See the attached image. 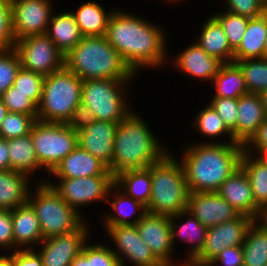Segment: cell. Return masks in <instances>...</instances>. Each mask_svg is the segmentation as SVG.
I'll return each mask as SVG.
<instances>
[{
	"label": "cell",
	"instance_id": "obj_19",
	"mask_svg": "<svg viewBox=\"0 0 267 266\" xmlns=\"http://www.w3.org/2000/svg\"><path fill=\"white\" fill-rule=\"evenodd\" d=\"M187 211L207 228L233 220L240 215L217 192H190Z\"/></svg>",
	"mask_w": 267,
	"mask_h": 266
},
{
	"label": "cell",
	"instance_id": "obj_37",
	"mask_svg": "<svg viewBox=\"0 0 267 266\" xmlns=\"http://www.w3.org/2000/svg\"><path fill=\"white\" fill-rule=\"evenodd\" d=\"M242 70L248 93L267 91V57L234 60Z\"/></svg>",
	"mask_w": 267,
	"mask_h": 266
},
{
	"label": "cell",
	"instance_id": "obj_22",
	"mask_svg": "<svg viewBox=\"0 0 267 266\" xmlns=\"http://www.w3.org/2000/svg\"><path fill=\"white\" fill-rule=\"evenodd\" d=\"M107 203L111 205V210L104 211L100 216V218L103 217L101 226L104 227L136 225L147 213L145 205L127 196L115 184L109 189Z\"/></svg>",
	"mask_w": 267,
	"mask_h": 266
},
{
	"label": "cell",
	"instance_id": "obj_29",
	"mask_svg": "<svg viewBox=\"0 0 267 266\" xmlns=\"http://www.w3.org/2000/svg\"><path fill=\"white\" fill-rule=\"evenodd\" d=\"M206 103L204 104L206 106L200 108V111H196L195 117L189 121L193 131L196 130L194 133H198L204 138H202L204 142L198 141V143H236L232 132L224 124L222 118L207 101ZM225 136L227 138L224 139ZM205 138L207 139L205 140Z\"/></svg>",
	"mask_w": 267,
	"mask_h": 266
},
{
	"label": "cell",
	"instance_id": "obj_43",
	"mask_svg": "<svg viewBox=\"0 0 267 266\" xmlns=\"http://www.w3.org/2000/svg\"><path fill=\"white\" fill-rule=\"evenodd\" d=\"M108 241H87V260L90 266H121L117 255L110 248Z\"/></svg>",
	"mask_w": 267,
	"mask_h": 266
},
{
	"label": "cell",
	"instance_id": "obj_2",
	"mask_svg": "<svg viewBox=\"0 0 267 266\" xmlns=\"http://www.w3.org/2000/svg\"><path fill=\"white\" fill-rule=\"evenodd\" d=\"M181 146L182 163L190 192H217L239 167L244 146L239 143H198Z\"/></svg>",
	"mask_w": 267,
	"mask_h": 266
},
{
	"label": "cell",
	"instance_id": "obj_3",
	"mask_svg": "<svg viewBox=\"0 0 267 266\" xmlns=\"http://www.w3.org/2000/svg\"><path fill=\"white\" fill-rule=\"evenodd\" d=\"M133 109L118 123L114 139L112 164L115 176L128 169H144L159 161L171 149L163 144L146 123L145 117Z\"/></svg>",
	"mask_w": 267,
	"mask_h": 266
},
{
	"label": "cell",
	"instance_id": "obj_6",
	"mask_svg": "<svg viewBox=\"0 0 267 266\" xmlns=\"http://www.w3.org/2000/svg\"><path fill=\"white\" fill-rule=\"evenodd\" d=\"M82 83L65 66L45 76L41 100L37 106V120L76 124L80 118Z\"/></svg>",
	"mask_w": 267,
	"mask_h": 266
},
{
	"label": "cell",
	"instance_id": "obj_38",
	"mask_svg": "<svg viewBox=\"0 0 267 266\" xmlns=\"http://www.w3.org/2000/svg\"><path fill=\"white\" fill-rule=\"evenodd\" d=\"M211 14L219 21L231 48L235 50L243 38L250 19L223 9L213 11Z\"/></svg>",
	"mask_w": 267,
	"mask_h": 266
},
{
	"label": "cell",
	"instance_id": "obj_46",
	"mask_svg": "<svg viewBox=\"0 0 267 266\" xmlns=\"http://www.w3.org/2000/svg\"><path fill=\"white\" fill-rule=\"evenodd\" d=\"M221 3L224 4L222 9L249 19L261 17L267 11V7L259 0H222Z\"/></svg>",
	"mask_w": 267,
	"mask_h": 266
},
{
	"label": "cell",
	"instance_id": "obj_31",
	"mask_svg": "<svg viewBox=\"0 0 267 266\" xmlns=\"http://www.w3.org/2000/svg\"><path fill=\"white\" fill-rule=\"evenodd\" d=\"M267 38V11L258 18L250 19L239 46L234 50V60L265 57Z\"/></svg>",
	"mask_w": 267,
	"mask_h": 266
},
{
	"label": "cell",
	"instance_id": "obj_52",
	"mask_svg": "<svg viewBox=\"0 0 267 266\" xmlns=\"http://www.w3.org/2000/svg\"><path fill=\"white\" fill-rule=\"evenodd\" d=\"M70 266H90L87 260V242L84 244L82 251L74 258Z\"/></svg>",
	"mask_w": 267,
	"mask_h": 266
},
{
	"label": "cell",
	"instance_id": "obj_17",
	"mask_svg": "<svg viewBox=\"0 0 267 266\" xmlns=\"http://www.w3.org/2000/svg\"><path fill=\"white\" fill-rule=\"evenodd\" d=\"M75 126L78 146L98 158L109 168L112 164L118 123L80 117Z\"/></svg>",
	"mask_w": 267,
	"mask_h": 266
},
{
	"label": "cell",
	"instance_id": "obj_44",
	"mask_svg": "<svg viewBox=\"0 0 267 266\" xmlns=\"http://www.w3.org/2000/svg\"><path fill=\"white\" fill-rule=\"evenodd\" d=\"M3 104L8 112L37 115V105L22 92H18L13 86L5 91L1 96Z\"/></svg>",
	"mask_w": 267,
	"mask_h": 266
},
{
	"label": "cell",
	"instance_id": "obj_20",
	"mask_svg": "<svg viewBox=\"0 0 267 266\" xmlns=\"http://www.w3.org/2000/svg\"><path fill=\"white\" fill-rule=\"evenodd\" d=\"M170 224L173 247L177 249L176 247L178 246L179 248L178 243L183 244L184 242L185 244H187L185 250V252L187 251V253L184 257H182L181 260L183 263H191L200 254L204 246L208 228L205 225L201 224L187 210L181 211L179 214L171 216ZM177 241L179 242L177 243Z\"/></svg>",
	"mask_w": 267,
	"mask_h": 266
},
{
	"label": "cell",
	"instance_id": "obj_9",
	"mask_svg": "<svg viewBox=\"0 0 267 266\" xmlns=\"http://www.w3.org/2000/svg\"><path fill=\"white\" fill-rule=\"evenodd\" d=\"M30 136L39 165L48 175L78 146L75 124L36 120Z\"/></svg>",
	"mask_w": 267,
	"mask_h": 266
},
{
	"label": "cell",
	"instance_id": "obj_13",
	"mask_svg": "<svg viewBox=\"0 0 267 266\" xmlns=\"http://www.w3.org/2000/svg\"><path fill=\"white\" fill-rule=\"evenodd\" d=\"M253 221V218L240 214L233 220L208 228L204 246L191 264L208 266L225 248L242 245Z\"/></svg>",
	"mask_w": 267,
	"mask_h": 266
},
{
	"label": "cell",
	"instance_id": "obj_59",
	"mask_svg": "<svg viewBox=\"0 0 267 266\" xmlns=\"http://www.w3.org/2000/svg\"><path fill=\"white\" fill-rule=\"evenodd\" d=\"M178 266H196V265H192L191 263H183V264H180Z\"/></svg>",
	"mask_w": 267,
	"mask_h": 266
},
{
	"label": "cell",
	"instance_id": "obj_18",
	"mask_svg": "<svg viewBox=\"0 0 267 266\" xmlns=\"http://www.w3.org/2000/svg\"><path fill=\"white\" fill-rule=\"evenodd\" d=\"M178 53V54H177ZM176 56L168 60V66L172 65L174 71H180L183 75L193 80H199L210 84L224 64L219 59L208 55L195 41L177 52ZM190 76V77H189ZM207 82V83H206Z\"/></svg>",
	"mask_w": 267,
	"mask_h": 266
},
{
	"label": "cell",
	"instance_id": "obj_8",
	"mask_svg": "<svg viewBox=\"0 0 267 266\" xmlns=\"http://www.w3.org/2000/svg\"><path fill=\"white\" fill-rule=\"evenodd\" d=\"M28 203L36 212L43 239L77 231L87 221L47 182L33 185Z\"/></svg>",
	"mask_w": 267,
	"mask_h": 266
},
{
	"label": "cell",
	"instance_id": "obj_27",
	"mask_svg": "<svg viewBox=\"0 0 267 266\" xmlns=\"http://www.w3.org/2000/svg\"><path fill=\"white\" fill-rule=\"evenodd\" d=\"M31 179L15 170H0V209L13 210L26 204L31 188L37 183Z\"/></svg>",
	"mask_w": 267,
	"mask_h": 266
},
{
	"label": "cell",
	"instance_id": "obj_1",
	"mask_svg": "<svg viewBox=\"0 0 267 266\" xmlns=\"http://www.w3.org/2000/svg\"><path fill=\"white\" fill-rule=\"evenodd\" d=\"M125 10L118 7L112 12L106 39L137 76L144 69L162 70L170 59L168 52L171 51L167 46L169 33L162 24L156 25L140 14Z\"/></svg>",
	"mask_w": 267,
	"mask_h": 266
},
{
	"label": "cell",
	"instance_id": "obj_56",
	"mask_svg": "<svg viewBox=\"0 0 267 266\" xmlns=\"http://www.w3.org/2000/svg\"><path fill=\"white\" fill-rule=\"evenodd\" d=\"M247 153L257 156L267 166V152H247Z\"/></svg>",
	"mask_w": 267,
	"mask_h": 266
},
{
	"label": "cell",
	"instance_id": "obj_57",
	"mask_svg": "<svg viewBox=\"0 0 267 266\" xmlns=\"http://www.w3.org/2000/svg\"><path fill=\"white\" fill-rule=\"evenodd\" d=\"M7 113H8L7 107L3 104V101L0 97V126Z\"/></svg>",
	"mask_w": 267,
	"mask_h": 266
},
{
	"label": "cell",
	"instance_id": "obj_34",
	"mask_svg": "<svg viewBox=\"0 0 267 266\" xmlns=\"http://www.w3.org/2000/svg\"><path fill=\"white\" fill-rule=\"evenodd\" d=\"M210 84L214 85L211 97L239 98L249 94L242 70L235 62L224 63Z\"/></svg>",
	"mask_w": 267,
	"mask_h": 266
},
{
	"label": "cell",
	"instance_id": "obj_5",
	"mask_svg": "<svg viewBox=\"0 0 267 266\" xmlns=\"http://www.w3.org/2000/svg\"><path fill=\"white\" fill-rule=\"evenodd\" d=\"M174 154L170 150L151 165L152 190L146 206L148 213L171 217L187 210L190 191L182 163Z\"/></svg>",
	"mask_w": 267,
	"mask_h": 266
},
{
	"label": "cell",
	"instance_id": "obj_26",
	"mask_svg": "<svg viewBox=\"0 0 267 266\" xmlns=\"http://www.w3.org/2000/svg\"><path fill=\"white\" fill-rule=\"evenodd\" d=\"M203 24L199 27V35L195 40L208 55L219 59L223 63L234 62V50L231 48L227 36L219 23L213 16L204 18Z\"/></svg>",
	"mask_w": 267,
	"mask_h": 266
},
{
	"label": "cell",
	"instance_id": "obj_4",
	"mask_svg": "<svg viewBox=\"0 0 267 266\" xmlns=\"http://www.w3.org/2000/svg\"><path fill=\"white\" fill-rule=\"evenodd\" d=\"M64 66L82 81L138 78L105 36L83 37L64 55Z\"/></svg>",
	"mask_w": 267,
	"mask_h": 266
},
{
	"label": "cell",
	"instance_id": "obj_14",
	"mask_svg": "<svg viewBox=\"0 0 267 266\" xmlns=\"http://www.w3.org/2000/svg\"><path fill=\"white\" fill-rule=\"evenodd\" d=\"M91 222L86 221L77 231L43 239L35 250L42 258L43 266H70L91 238Z\"/></svg>",
	"mask_w": 267,
	"mask_h": 266
},
{
	"label": "cell",
	"instance_id": "obj_16",
	"mask_svg": "<svg viewBox=\"0 0 267 266\" xmlns=\"http://www.w3.org/2000/svg\"><path fill=\"white\" fill-rule=\"evenodd\" d=\"M54 0H11L15 40L46 34Z\"/></svg>",
	"mask_w": 267,
	"mask_h": 266
},
{
	"label": "cell",
	"instance_id": "obj_42",
	"mask_svg": "<svg viewBox=\"0 0 267 266\" xmlns=\"http://www.w3.org/2000/svg\"><path fill=\"white\" fill-rule=\"evenodd\" d=\"M208 103L222 118L224 124L232 132L236 142V123L238 116V98L210 97Z\"/></svg>",
	"mask_w": 267,
	"mask_h": 266
},
{
	"label": "cell",
	"instance_id": "obj_60",
	"mask_svg": "<svg viewBox=\"0 0 267 266\" xmlns=\"http://www.w3.org/2000/svg\"><path fill=\"white\" fill-rule=\"evenodd\" d=\"M265 57H267V38H266V42H265Z\"/></svg>",
	"mask_w": 267,
	"mask_h": 266
},
{
	"label": "cell",
	"instance_id": "obj_25",
	"mask_svg": "<svg viewBox=\"0 0 267 266\" xmlns=\"http://www.w3.org/2000/svg\"><path fill=\"white\" fill-rule=\"evenodd\" d=\"M237 110L236 143L245 146L266 119L259 94L240 96Z\"/></svg>",
	"mask_w": 267,
	"mask_h": 266
},
{
	"label": "cell",
	"instance_id": "obj_12",
	"mask_svg": "<svg viewBox=\"0 0 267 266\" xmlns=\"http://www.w3.org/2000/svg\"><path fill=\"white\" fill-rule=\"evenodd\" d=\"M102 229H105L103 234L109 244L111 243L110 248L117 255L121 266H164L142 241L136 225H118Z\"/></svg>",
	"mask_w": 267,
	"mask_h": 266
},
{
	"label": "cell",
	"instance_id": "obj_40",
	"mask_svg": "<svg viewBox=\"0 0 267 266\" xmlns=\"http://www.w3.org/2000/svg\"><path fill=\"white\" fill-rule=\"evenodd\" d=\"M44 78L45 76L40 73L32 72L21 67L15 78L13 87L18 92L27 94L38 106L42 96Z\"/></svg>",
	"mask_w": 267,
	"mask_h": 266
},
{
	"label": "cell",
	"instance_id": "obj_48",
	"mask_svg": "<svg viewBox=\"0 0 267 266\" xmlns=\"http://www.w3.org/2000/svg\"><path fill=\"white\" fill-rule=\"evenodd\" d=\"M242 245L225 248L208 266H243Z\"/></svg>",
	"mask_w": 267,
	"mask_h": 266
},
{
	"label": "cell",
	"instance_id": "obj_47",
	"mask_svg": "<svg viewBox=\"0 0 267 266\" xmlns=\"http://www.w3.org/2000/svg\"><path fill=\"white\" fill-rule=\"evenodd\" d=\"M0 252H14L13 224L9 209H0Z\"/></svg>",
	"mask_w": 267,
	"mask_h": 266
},
{
	"label": "cell",
	"instance_id": "obj_39",
	"mask_svg": "<svg viewBox=\"0 0 267 266\" xmlns=\"http://www.w3.org/2000/svg\"><path fill=\"white\" fill-rule=\"evenodd\" d=\"M37 115L8 112L0 126V138L10 139L30 134Z\"/></svg>",
	"mask_w": 267,
	"mask_h": 266
},
{
	"label": "cell",
	"instance_id": "obj_32",
	"mask_svg": "<svg viewBox=\"0 0 267 266\" xmlns=\"http://www.w3.org/2000/svg\"><path fill=\"white\" fill-rule=\"evenodd\" d=\"M114 184L127 196L147 206L152 190L151 165L144 169H128L114 176Z\"/></svg>",
	"mask_w": 267,
	"mask_h": 266
},
{
	"label": "cell",
	"instance_id": "obj_61",
	"mask_svg": "<svg viewBox=\"0 0 267 266\" xmlns=\"http://www.w3.org/2000/svg\"><path fill=\"white\" fill-rule=\"evenodd\" d=\"M261 3H263L267 7V0H259Z\"/></svg>",
	"mask_w": 267,
	"mask_h": 266
},
{
	"label": "cell",
	"instance_id": "obj_54",
	"mask_svg": "<svg viewBox=\"0 0 267 266\" xmlns=\"http://www.w3.org/2000/svg\"><path fill=\"white\" fill-rule=\"evenodd\" d=\"M265 228H267V205L261 209L260 216L257 219Z\"/></svg>",
	"mask_w": 267,
	"mask_h": 266
},
{
	"label": "cell",
	"instance_id": "obj_33",
	"mask_svg": "<svg viewBox=\"0 0 267 266\" xmlns=\"http://www.w3.org/2000/svg\"><path fill=\"white\" fill-rule=\"evenodd\" d=\"M9 145L10 169L24 173L31 178L40 171L47 173L37 160L30 134L23 137L7 139ZM40 169V170H39Z\"/></svg>",
	"mask_w": 267,
	"mask_h": 266
},
{
	"label": "cell",
	"instance_id": "obj_36",
	"mask_svg": "<svg viewBox=\"0 0 267 266\" xmlns=\"http://www.w3.org/2000/svg\"><path fill=\"white\" fill-rule=\"evenodd\" d=\"M240 167L249 178L256 205L263 209L267 205V166L257 156L243 151Z\"/></svg>",
	"mask_w": 267,
	"mask_h": 266
},
{
	"label": "cell",
	"instance_id": "obj_49",
	"mask_svg": "<svg viewBox=\"0 0 267 266\" xmlns=\"http://www.w3.org/2000/svg\"><path fill=\"white\" fill-rule=\"evenodd\" d=\"M13 266H43L42 258L35 249L12 252Z\"/></svg>",
	"mask_w": 267,
	"mask_h": 266
},
{
	"label": "cell",
	"instance_id": "obj_11",
	"mask_svg": "<svg viewBox=\"0 0 267 266\" xmlns=\"http://www.w3.org/2000/svg\"><path fill=\"white\" fill-rule=\"evenodd\" d=\"M21 67L48 76L64 66V55L46 35L17 40L14 45Z\"/></svg>",
	"mask_w": 267,
	"mask_h": 266
},
{
	"label": "cell",
	"instance_id": "obj_10",
	"mask_svg": "<svg viewBox=\"0 0 267 266\" xmlns=\"http://www.w3.org/2000/svg\"><path fill=\"white\" fill-rule=\"evenodd\" d=\"M41 178L42 176L36 182H47L69 206L84 218L86 215L82 210L94 203H102V201L106 203L109 189L114 185V175L51 178V180L48 177Z\"/></svg>",
	"mask_w": 267,
	"mask_h": 266
},
{
	"label": "cell",
	"instance_id": "obj_41",
	"mask_svg": "<svg viewBox=\"0 0 267 266\" xmlns=\"http://www.w3.org/2000/svg\"><path fill=\"white\" fill-rule=\"evenodd\" d=\"M20 69V60L14 48L0 51V96L13 86Z\"/></svg>",
	"mask_w": 267,
	"mask_h": 266
},
{
	"label": "cell",
	"instance_id": "obj_53",
	"mask_svg": "<svg viewBox=\"0 0 267 266\" xmlns=\"http://www.w3.org/2000/svg\"><path fill=\"white\" fill-rule=\"evenodd\" d=\"M0 266H13L12 252L0 254Z\"/></svg>",
	"mask_w": 267,
	"mask_h": 266
},
{
	"label": "cell",
	"instance_id": "obj_30",
	"mask_svg": "<svg viewBox=\"0 0 267 266\" xmlns=\"http://www.w3.org/2000/svg\"><path fill=\"white\" fill-rule=\"evenodd\" d=\"M75 10L70 9L83 37L105 36L108 20L114 11L105 10L102 4L95 1L80 3Z\"/></svg>",
	"mask_w": 267,
	"mask_h": 266
},
{
	"label": "cell",
	"instance_id": "obj_35",
	"mask_svg": "<svg viewBox=\"0 0 267 266\" xmlns=\"http://www.w3.org/2000/svg\"><path fill=\"white\" fill-rule=\"evenodd\" d=\"M242 247L243 266H265L267 259V228L259 221L254 220L246 232Z\"/></svg>",
	"mask_w": 267,
	"mask_h": 266
},
{
	"label": "cell",
	"instance_id": "obj_15",
	"mask_svg": "<svg viewBox=\"0 0 267 266\" xmlns=\"http://www.w3.org/2000/svg\"><path fill=\"white\" fill-rule=\"evenodd\" d=\"M139 236L146 243L154 256L164 266L183 264L181 257L175 259V248L172 244L170 217L146 213L136 224Z\"/></svg>",
	"mask_w": 267,
	"mask_h": 266
},
{
	"label": "cell",
	"instance_id": "obj_7",
	"mask_svg": "<svg viewBox=\"0 0 267 266\" xmlns=\"http://www.w3.org/2000/svg\"><path fill=\"white\" fill-rule=\"evenodd\" d=\"M136 80L94 79L82 83L80 117L119 123L134 106L129 102ZM129 87V89H128ZM129 93V95H128Z\"/></svg>",
	"mask_w": 267,
	"mask_h": 266
},
{
	"label": "cell",
	"instance_id": "obj_55",
	"mask_svg": "<svg viewBox=\"0 0 267 266\" xmlns=\"http://www.w3.org/2000/svg\"><path fill=\"white\" fill-rule=\"evenodd\" d=\"M259 96L261 98L262 107L264 110L265 117L267 119V91L260 93Z\"/></svg>",
	"mask_w": 267,
	"mask_h": 266
},
{
	"label": "cell",
	"instance_id": "obj_21",
	"mask_svg": "<svg viewBox=\"0 0 267 266\" xmlns=\"http://www.w3.org/2000/svg\"><path fill=\"white\" fill-rule=\"evenodd\" d=\"M217 193L239 214L254 220L259 218L261 209L255 203L249 178L241 167L221 184Z\"/></svg>",
	"mask_w": 267,
	"mask_h": 266
},
{
	"label": "cell",
	"instance_id": "obj_58",
	"mask_svg": "<svg viewBox=\"0 0 267 266\" xmlns=\"http://www.w3.org/2000/svg\"><path fill=\"white\" fill-rule=\"evenodd\" d=\"M157 1H159V0H157ZM165 1V2H164ZM184 1H189V0H163V2L166 4H173V6H174V4L175 5H177V4H180L181 2L182 3H185ZM160 2H162L161 0H160Z\"/></svg>",
	"mask_w": 267,
	"mask_h": 266
},
{
	"label": "cell",
	"instance_id": "obj_24",
	"mask_svg": "<svg viewBox=\"0 0 267 266\" xmlns=\"http://www.w3.org/2000/svg\"><path fill=\"white\" fill-rule=\"evenodd\" d=\"M14 251L35 249L43 241L36 212L27 202L11 210ZM37 245V246H36Z\"/></svg>",
	"mask_w": 267,
	"mask_h": 266
},
{
	"label": "cell",
	"instance_id": "obj_51",
	"mask_svg": "<svg viewBox=\"0 0 267 266\" xmlns=\"http://www.w3.org/2000/svg\"><path fill=\"white\" fill-rule=\"evenodd\" d=\"M10 169L9 145L7 140L0 138V170Z\"/></svg>",
	"mask_w": 267,
	"mask_h": 266
},
{
	"label": "cell",
	"instance_id": "obj_45",
	"mask_svg": "<svg viewBox=\"0 0 267 266\" xmlns=\"http://www.w3.org/2000/svg\"><path fill=\"white\" fill-rule=\"evenodd\" d=\"M11 0H0V51L14 48Z\"/></svg>",
	"mask_w": 267,
	"mask_h": 266
},
{
	"label": "cell",
	"instance_id": "obj_50",
	"mask_svg": "<svg viewBox=\"0 0 267 266\" xmlns=\"http://www.w3.org/2000/svg\"><path fill=\"white\" fill-rule=\"evenodd\" d=\"M246 152H267V119L259 126L256 134L244 146Z\"/></svg>",
	"mask_w": 267,
	"mask_h": 266
},
{
	"label": "cell",
	"instance_id": "obj_23",
	"mask_svg": "<svg viewBox=\"0 0 267 266\" xmlns=\"http://www.w3.org/2000/svg\"><path fill=\"white\" fill-rule=\"evenodd\" d=\"M49 175L50 178H82L113 174L102 161L77 146Z\"/></svg>",
	"mask_w": 267,
	"mask_h": 266
},
{
	"label": "cell",
	"instance_id": "obj_28",
	"mask_svg": "<svg viewBox=\"0 0 267 266\" xmlns=\"http://www.w3.org/2000/svg\"><path fill=\"white\" fill-rule=\"evenodd\" d=\"M46 35L54 42L63 55H66L83 38L74 16L67 8L57 13L54 9Z\"/></svg>",
	"mask_w": 267,
	"mask_h": 266
}]
</instances>
